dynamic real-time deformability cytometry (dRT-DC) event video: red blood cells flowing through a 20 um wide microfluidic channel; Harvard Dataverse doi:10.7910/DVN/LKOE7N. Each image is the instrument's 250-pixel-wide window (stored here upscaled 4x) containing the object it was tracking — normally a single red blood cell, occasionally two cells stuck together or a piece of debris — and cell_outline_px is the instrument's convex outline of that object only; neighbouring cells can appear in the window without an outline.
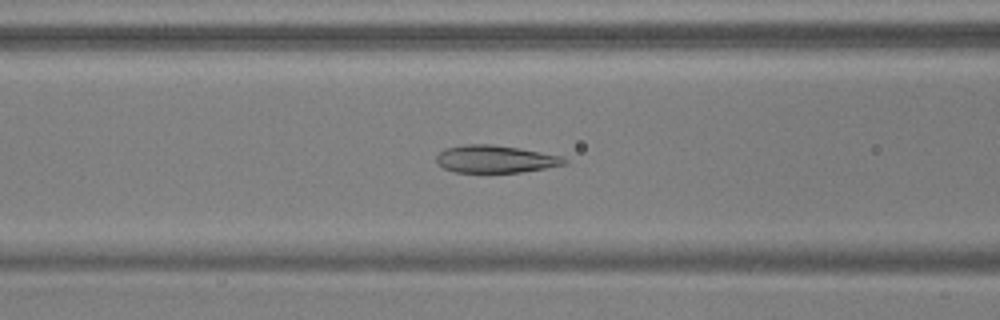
{"species": "common noctule bat (a hibernating species)", "species_latin": "Nyctalus noctula", "temperature_condition": "warm", "stored_images_in_passage": 30, "camera_frame_rate_fps": 3000, "um_per_image_px": 0.085, "animal": {"sex": "male", "body_mass_g": 17.9, "forearm_length_mm": 54.2}, "frame": {"image": 1, "passage_image": 7, "time_ms": 2.0, "image_size_px": [1000, 320], "cell_outline_px": [[568, 164], [520, 172], [456, 172], [444, 168], [436, 164], [436, 156], [444, 148], [464, 144], [492, 144], [520, 148], [560, 156], [568, 160]], "centroid_in_image_um": [42.07, 13.51], "position_along_channel_um": 124.5, "area_um2": 20.52}}
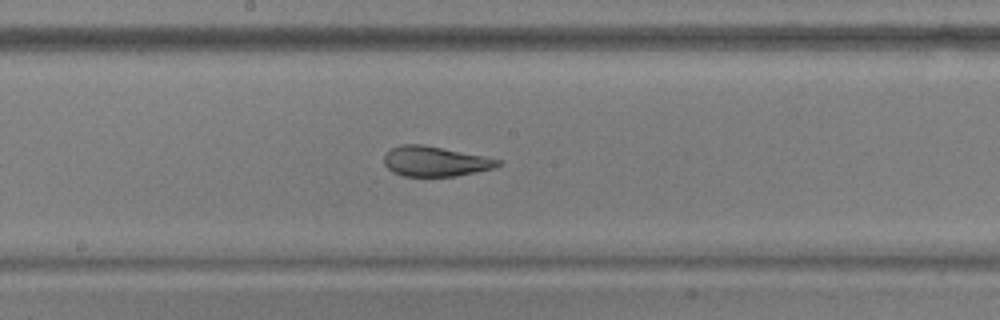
{"frame": {"image": 2, "passage_image": 14, "time_ms": 4.333, "image_size_px": [1000, 320], "cell_outline_px": [[504, 160], [500, 164], [492, 168], [476, 172], [456, 176], [404, 176], [392, 172], [384, 164], [384, 156], [392, 148], [400, 144], [424, 144]], "centroid_in_image_um": [36.99, 13.71], "position_along_channel_um": 211.2, "area_um2": 19.94}}
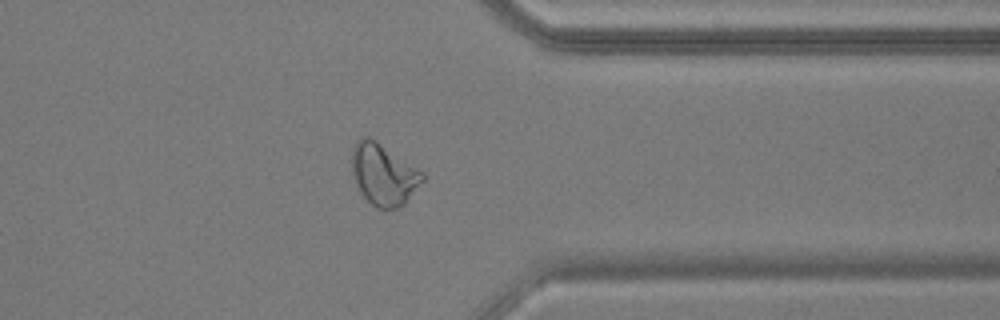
{"frame": {"image": 3, "passage_image": 28, "time_ms": 9.0, "image_size_px": [1000, 320], "cell_outline_px": [[424, 180], [404, 204], [396, 208], [376, 208], [360, 192], [352, 176], [352, 148], [356, 140], [360, 136], [368, 136], [376, 140], [424, 172]], "centroid_in_image_um": [32.59, 14.8], "position_along_channel_um": 378.8, "area_um2": 25.37}}